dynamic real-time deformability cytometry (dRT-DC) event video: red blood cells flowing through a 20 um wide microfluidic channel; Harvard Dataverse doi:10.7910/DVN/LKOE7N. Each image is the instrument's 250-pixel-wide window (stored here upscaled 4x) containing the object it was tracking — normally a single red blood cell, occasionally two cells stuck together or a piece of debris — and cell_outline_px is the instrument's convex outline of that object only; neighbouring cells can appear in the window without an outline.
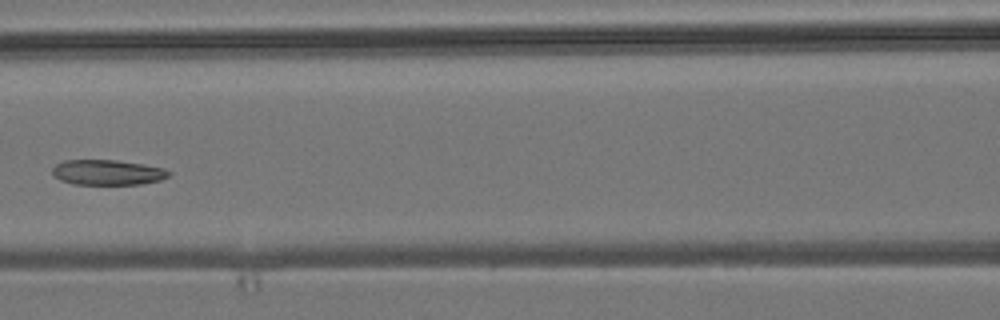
{"species": "common noctule bat (a hibernating species)", "species_latin": "Nyctalus noctula", "temperature_condition": "room temperature", "stored_images_in_passage": 7, "camera_frame_rate_fps": 3000, "um_per_image_px": 0.085, "animal": {"sex": "male", "body_mass_g": 19.2, "forearm_length_mm": 51.8}, "frame": {"image": 1, "passage_image": 7, "time_ms": 7.667, "image_size_px": [1000, 320], "cell_outline_px": [[172, 172], [168, 176], [160, 180], [140, 184], [72, 184], [60, 180], [52, 172], [52, 168], [56, 164], [64, 160], [116, 160], [144, 164], [164, 168]], "centroid_in_image_um": [9.15, 14.65], "position_along_channel_um": 157.5, "area_um2": 17.11}}